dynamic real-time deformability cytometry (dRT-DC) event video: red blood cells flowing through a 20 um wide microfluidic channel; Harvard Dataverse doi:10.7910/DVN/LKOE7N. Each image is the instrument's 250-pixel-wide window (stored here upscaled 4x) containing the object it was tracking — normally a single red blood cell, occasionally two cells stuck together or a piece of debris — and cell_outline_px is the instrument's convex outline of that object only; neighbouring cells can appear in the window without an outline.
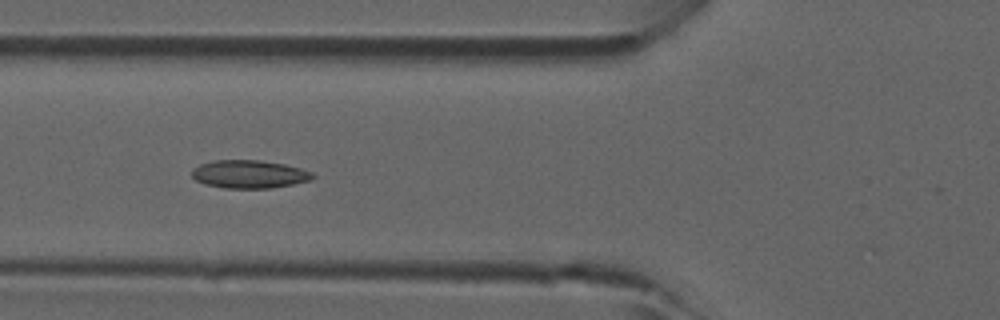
{"species": "common noctule bat (a hibernating species)", "species_latin": "Nyctalus noctula", "temperature_condition": "room temperature", "stored_images_in_passage": 5, "camera_frame_rate_fps": 3000, "um_per_image_px": 0.085, "animal": {"sex": "male", "forearm_length_mm": 52.5}, "frame": {"image": 1, "passage_image": 5, "time_ms": 1.333, "image_size_px": [1000, 320], "cell_outline_px": [[316, 176], [312, 180], [272, 188], [224, 188], [204, 184], [196, 180], [192, 176], [192, 168], [200, 164], [212, 160], [260, 160], [284, 164], [300, 168], [312, 172]], "centroid_in_image_um": [21.18, 14.8], "position_along_channel_um": 104.6, "area_um2": 19.88}}